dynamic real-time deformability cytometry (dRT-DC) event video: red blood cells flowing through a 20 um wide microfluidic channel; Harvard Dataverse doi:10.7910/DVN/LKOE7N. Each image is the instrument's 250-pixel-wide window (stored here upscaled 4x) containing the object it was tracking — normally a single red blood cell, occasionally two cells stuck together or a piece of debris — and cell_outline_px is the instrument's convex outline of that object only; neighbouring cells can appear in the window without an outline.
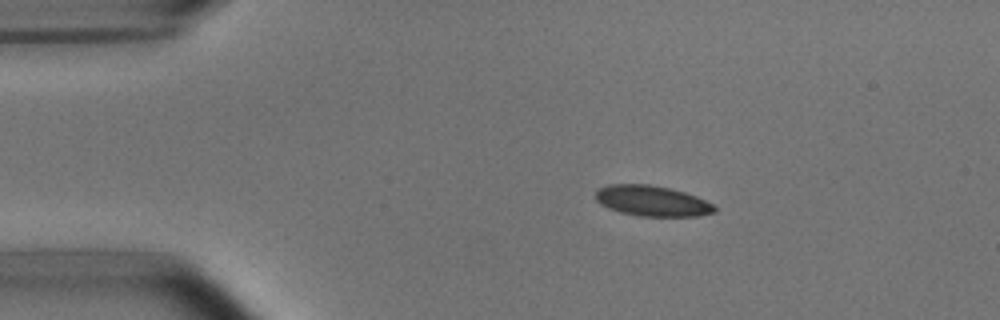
{"species": "common noctule bat (a hibernating species)", "species_latin": "Nyctalus noctula", "temperature_condition": "room temperature", "stored_images_in_passage": 4, "camera_frame_rate_fps": 3000, "um_per_image_px": 0.085, "animal": {"sex": "male", "body_mass_g": 15.6}, "frame": {"image": 1, "passage_image": 1, "time_ms": 0.0, "image_size_px": [1000, 320], "cell_outline_px": [[716, 212], [696, 216], [640, 216], [620, 212], [608, 208], [600, 204], [596, 200], [596, 192], [600, 188], [608, 184], [648, 184], [672, 188], [696, 196], [712, 204], [716, 208]], "centroid_in_image_um": [55.41, 17.07], "position_along_channel_um": 29.6, "area_um2": 21.15}}